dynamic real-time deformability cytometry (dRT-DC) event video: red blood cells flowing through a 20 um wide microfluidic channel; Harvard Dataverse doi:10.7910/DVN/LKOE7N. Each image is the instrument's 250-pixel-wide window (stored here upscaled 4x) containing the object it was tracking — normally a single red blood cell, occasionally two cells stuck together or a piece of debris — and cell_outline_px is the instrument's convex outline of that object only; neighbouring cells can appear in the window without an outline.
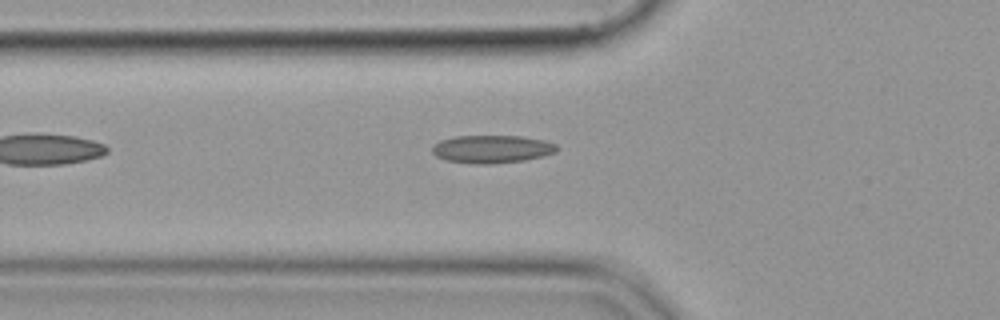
{"species": "common noctule bat (a hibernating species)", "species_latin": "Nyctalus noctula", "temperature_condition": "cold", "stored_images_in_passage": 38, "camera_frame_rate_fps": 3000, "um_per_image_px": 0.085, "animal": {"sex": "female", "body_mass_g": 19.9}, "frame": {"image": 1, "passage_image": 2, "time_ms": 0.333, "image_size_px": [1000, 320], "cell_outline_px": [[560, 148], [556, 152], [544, 156], [524, 160], [488, 164], [472, 164], [444, 160], [436, 156], [432, 152], [432, 148], [440, 140], [456, 136], [524, 136], [544, 140], [556, 144]], "centroid_in_image_um": [41.83, 12.67], "position_along_channel_um": 84.0, "area_um2": 20.4}}
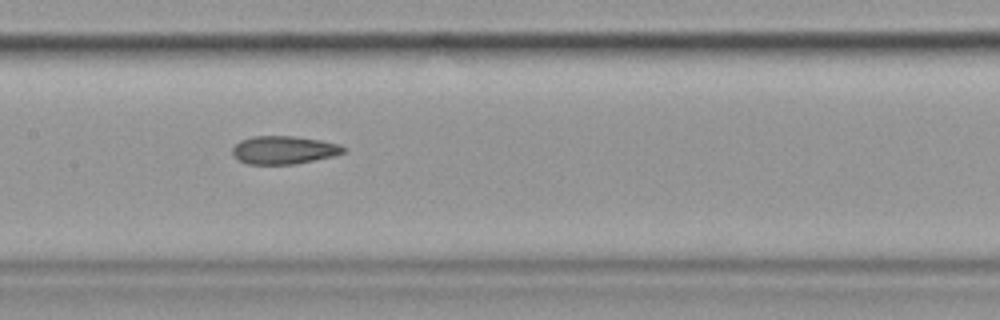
{"frame": {"image": 2, "passage_image": 10, "time_ms": 3.0, "image_size_px": [1000, 320], "cell_outline_px": [[344, 152], [332, 156], [296, 164], [248, 164], [236, 160], [232, 156], [232, 148], [240, 140], [252, 136], [292, 136], [320, 140], [340, 144], [344, 148]], "centroid_in_image_um": [24.06, 12.75], "position_along_channel_um": 183.3, "area_um2": 18.21}}
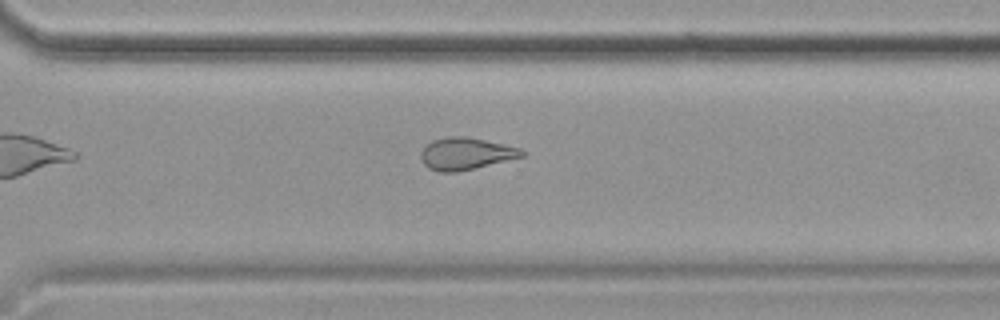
{"frame": {"image": 3, "passage_image": 22, "time_ms": 7.0, "image_size_px": [1000, 320], "cell_outline_px": [[524, 156], [456, 172], [440, 172], [428, 168], [420, 160], [420, 152], [432, 140], [448, 136], [464, 136], [484, 140], [520, 148], [524, 152]], "centroid_in_image_um": [39.54, 13.06], "position_along_channel_um": 331.1, "area_um2": 18.61}}